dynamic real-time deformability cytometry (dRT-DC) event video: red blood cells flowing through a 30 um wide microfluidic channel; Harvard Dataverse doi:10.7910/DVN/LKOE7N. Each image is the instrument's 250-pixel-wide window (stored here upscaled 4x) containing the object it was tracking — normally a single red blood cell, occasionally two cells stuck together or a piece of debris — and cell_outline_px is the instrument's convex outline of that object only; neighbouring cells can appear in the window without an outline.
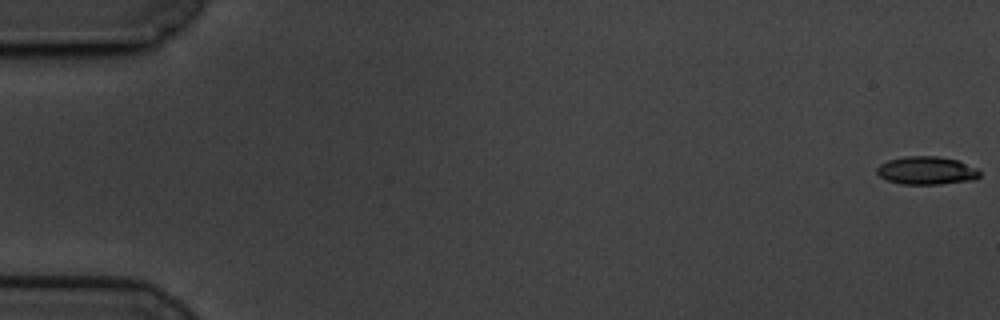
{"species": "common noctule bat (a hibernating species)", "species_latin": "Nyctalus noctula", "temperature_condition": "cold", "stored_images_in_passage": 14, "camera_frame_rate_fps": 3000, "um_per_image_px": 0.085, "animal": {"sex": "male", "body_mass_g": 19.5, "forearm_length_mm": 54.6}, "frame": {"image": 1, "passage_image": 1, "time_ms": 0.0, "image_size_px": [1000, 320], "cell_outline_px": [[980, 176], [976, 180], [940, 184], [900, 184], [888, 180], [880, 176], [876, 172], [876, 168], [880, 164], [888, 160], [908, 156], [936, 156], [956, 160], [976, 168], [980, 172]], "centroid_in_image_um": [78.76, 14.5], "position_along_channel_um": 6.2, "area_um2": 16.76}}